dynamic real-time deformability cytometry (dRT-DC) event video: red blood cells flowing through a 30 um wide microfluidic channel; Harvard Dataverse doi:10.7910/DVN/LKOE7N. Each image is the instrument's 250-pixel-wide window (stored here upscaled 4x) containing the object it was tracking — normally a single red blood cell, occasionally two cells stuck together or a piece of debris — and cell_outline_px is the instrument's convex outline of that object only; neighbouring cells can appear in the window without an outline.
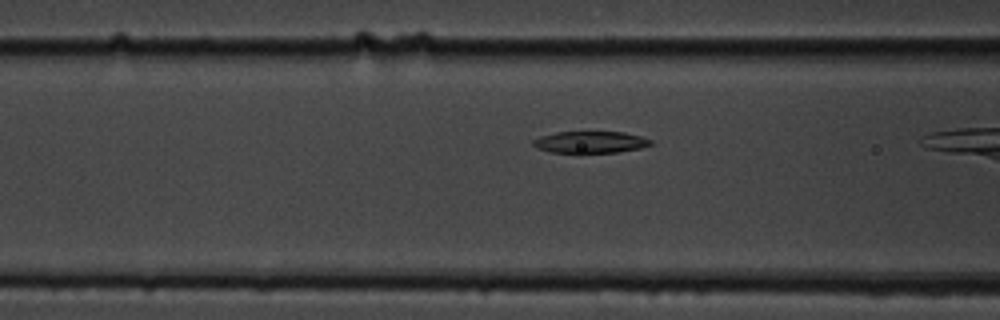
{"species": "common noctule bat (a hibernating species)", "species_latin": "Nyctalus noctula", "temperature_condition": "cold", "stored_images_in_passage": 38, "camera_frame_rate_fps": 3000, "um_per_image_px": 0.085, "animal": {"sex": "male", "body_mass_g": 19.5, "forearm_length_mm": 54.6}, "frame": {"image": 1, "passage_image": 16, "time_ms": 5.0, "image_size_px": [1000, 320], "cell_outline_px": [[652, 144], [640, 148], [616, 152], [580, 156], [576, 156], [552, 152], [536, 148], [532, 144], [532, 140], [540, 136], [556, 132], [624, 132], [640, 136], [652, 140]], "centroid_in_image_um": [50.11, 12.13], "position_along_channel_um": 116.5, "area_um2": 15.72}}
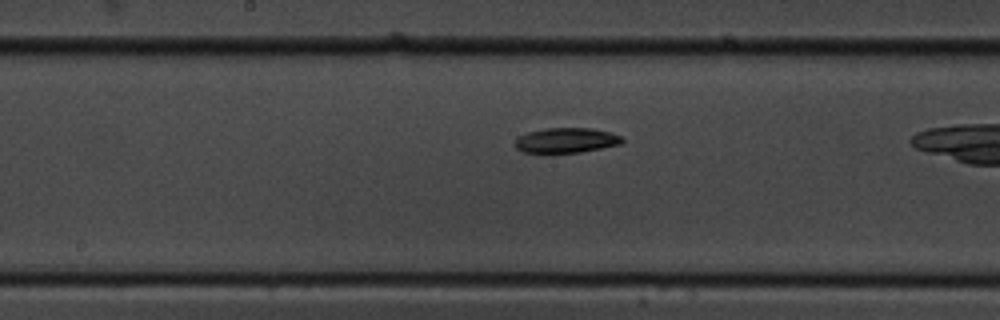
{"frame": {"image": 2, "passage_image": 23, "time_ms": 7.333, "image_size_px": [1000, 320], "cell_outline_px": [[624, 140], [620, 144], [580, 152], [544, 156], [524, 152], [516, 148], [512, 144], [516, 136], [528, 132], [544, 128], [592, 128], [612, 132], [620, 136]], "centroid_in_image_um": [48.01, 11.96], "position_along_channel_um": 200.2, "area_um2": 16.47}}
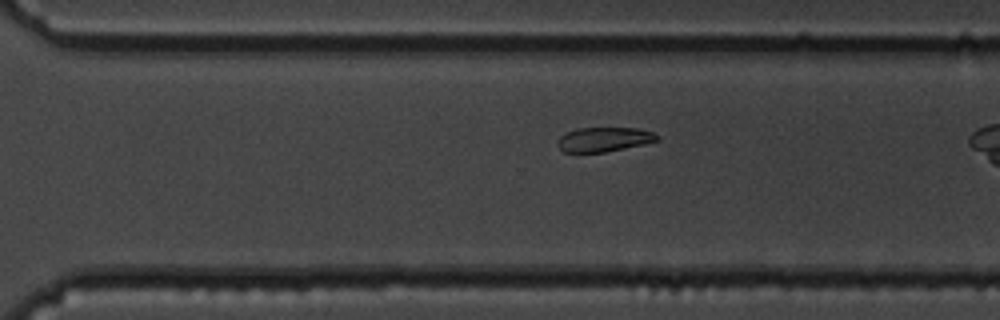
{"frame": {"image": 3, "passage_image": 33, "time_ms": 10.667, "image_size_px": [1000, 320], "cell_outline_px": [[660, 140], [644, 144], [604, 152], [564, 152], [556, 144], [556, 140], [560, 136], [568, 132], [580, 128], [640, 128], [652, 132], [660, 136]], "centroid_in_image_um": [51.36, 11.85], "position_along_channel_um": 319.2, "area_um2": 14.16}}